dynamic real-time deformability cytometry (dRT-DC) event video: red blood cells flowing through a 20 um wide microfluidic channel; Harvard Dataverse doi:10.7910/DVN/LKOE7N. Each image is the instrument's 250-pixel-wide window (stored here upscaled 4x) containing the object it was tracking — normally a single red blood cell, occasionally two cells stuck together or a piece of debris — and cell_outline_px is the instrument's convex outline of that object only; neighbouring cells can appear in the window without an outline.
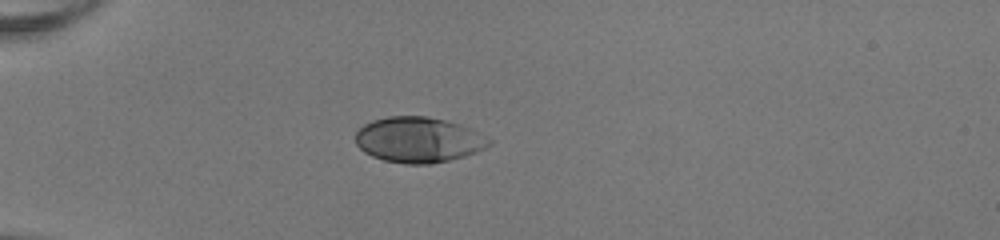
{"species": "human", "species_latin": "Homo sapiens", "temperature_condition": "room temperature", "stored_images_in_passage": 37, "camera_frame_rate_fps": 3000, "um_per_image_px": 0.085, "donor": {"sex": "female"}, "frame": {"image": 1, "passage_image": 1, "time_ms": 0.0, "image_size_px": [1000, 240], "cell_outline_px": [[492, 144], [476, 152], [464, 156], [432, 164], [404, 164], [384, 160], [372, 156], [364, 152], [356, 144], [356, 132], [364, 124], [372, 120], [388, 116], [428, 116], [460, 124], [472, 128], [492, 140]], "centroid_in_image_um": [35.58, 11.88], "position_along_channel_um": 49.4, "area_um2": 35.55}}
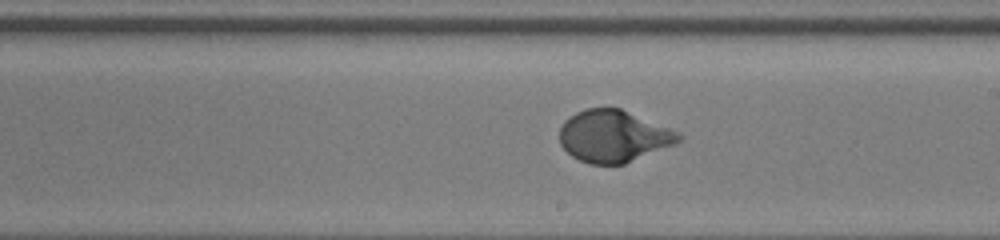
{"frame": {"image": 2, "passage_image": 17, "time_ms": 5.333, "image_size_px": [1000, 240], "cell_outline_px": [[684, 136], [676, 144], [624, 164], [592, 164], [580, 160], [572, 156], [560, 144], [560, 128], [564, 120], [576, 112], [584, 108], [620, 108], [680, 132]], "centroid_in_image_um": [52.16, 11.57], "position_along_channel_um": 236.8, "area_um2": 36.07}}
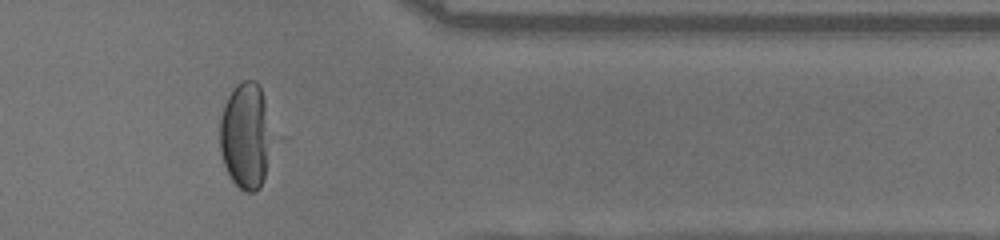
{"frame": {"image": 3, "passage_image": 29, "time_ms": 9.333, "image_size_px": [1000, 240], "cell_outline_px": [[268, 136], [264, 176], [260, 184], [252, 192], [244, 192], [232, 180], [224, 164], [220, 152], [220, 120], [224, 104], [228, 96], [236, 84], [244, 80], [256, 80], [260, 88], [264, 100]], "centroid_in_image_um": [20.79, 11.5], "position_along_channel_um": 390.6, "area_um2": 30.75}, "authors_computed_cell_mechanics": {"area_um2": 36.2984, "velocity_mm_per_s": 4.0448, "shape_relaxation_time_tau1_ms": 3.0928, "shape_relaxation_time_tau2_ms": null, "deformation_change_tau1": 0.2124, "deformation_change_tau2": null}}